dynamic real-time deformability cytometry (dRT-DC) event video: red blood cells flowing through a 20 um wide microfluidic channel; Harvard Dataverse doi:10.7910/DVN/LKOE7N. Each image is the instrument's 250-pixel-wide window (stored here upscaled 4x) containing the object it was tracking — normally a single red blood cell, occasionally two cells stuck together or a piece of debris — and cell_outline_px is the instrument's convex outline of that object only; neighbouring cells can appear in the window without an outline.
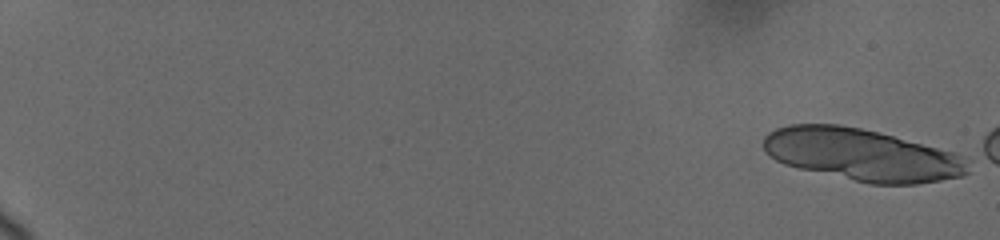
{"species": "human", "species_latin": "Homo sapiens", "temperature_condition": "cold", "stored_images_in_passage": 6, "camera_frame_rate_fps": 3000, "um_per_image_px": 0.085, "donor": {"sex": "female"}, "frame": {"image": 1, "passage_image": 1, "time_ms": 0.0, "image_size_px": [1000, 240], "cell_outline_px": [[968, 172], [964, 176], [916, 184], [868, 184], [800, 168], [784, 164], [776, 160], [764, 152], [764, 136], [768, 132], [776, 128], [788, 124], [840, 124], [860, 128], [892, 136], [952, 152], [960, 156]], "centroid_in_image_um": [73.17, 13.15], "position_along_channel_um": 11.8, "area_um2": 61.38}}